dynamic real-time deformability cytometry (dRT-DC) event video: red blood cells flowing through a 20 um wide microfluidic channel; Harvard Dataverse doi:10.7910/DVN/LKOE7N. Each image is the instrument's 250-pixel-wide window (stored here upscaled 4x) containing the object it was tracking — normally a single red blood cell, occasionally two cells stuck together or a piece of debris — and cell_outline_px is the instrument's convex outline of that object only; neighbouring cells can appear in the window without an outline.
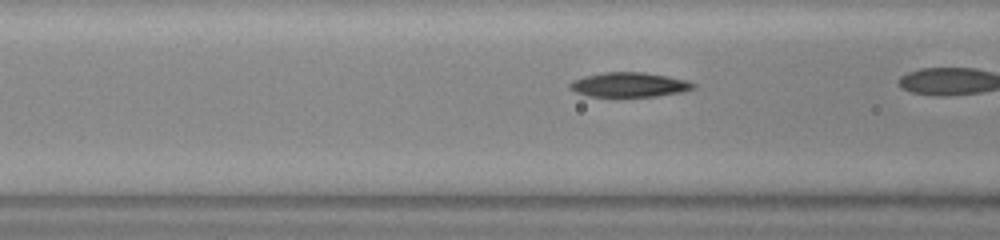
{"species": "common noctule bat (a hibernating species)", "species_latin": "Nyctalus noctula", "temperature_condition": "warm", "stored_images_in_passage": 31, "camera_frame_rate_fps": 3000, "um_per_image_px": 0.085, "animal": {"sex": "female", "body_mass_g": 23.0, "forearm_length_mm": 53.4}, "frame": {"image": 1, "passage_image": 10, "time_ms": 3.0, "image_size_px": [1000, 240], "cell_outline_px": [[696, 88], [684, 92], [656, 96], [588, 96], [576, 92], [568, 88], [568, 84], [572, 80], [584, 76], [604, 72], [644, 72], [668, 76], [688, 80], [696, 84]], "centroid_in_image_um": [53.51, 7.19], "position_along_channel_um": 113.1, "area_um2": 17.86}}